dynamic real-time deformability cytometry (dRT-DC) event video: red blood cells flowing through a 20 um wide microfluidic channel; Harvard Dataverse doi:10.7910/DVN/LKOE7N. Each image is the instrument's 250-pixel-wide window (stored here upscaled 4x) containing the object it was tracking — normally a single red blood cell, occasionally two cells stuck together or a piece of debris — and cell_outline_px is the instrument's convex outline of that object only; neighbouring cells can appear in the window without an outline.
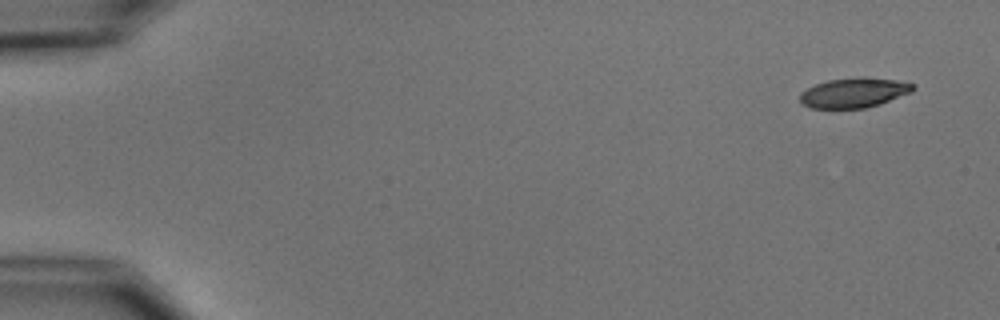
{"species": "common noctule bat (a hibernating species)", "species_latin": "Nyctalus noctula", "temperature_condition": "cold", "stored_images_in_passage": 5, "camera_frame_rate_fps": 3000, "um_per_image_px": 0.085, "animal": {"sex": "male", "body_mass_g": 15.6}, "frame": {"image": 1, "passage_image": 1, "time_ms": 0.0, "image_size_px": [1000, 320], "cell_outline_px": [[916, 88], [912, 92], [880, 104], [864, 108], [812, 108], [804, 104], [800, 100], [800, 92], [816, 84], [828, 80], [864, 76], [896, 80], [916, 84]], "centroid_in_image_um": [72.63, 7.87], "position_along_channel_um": 12.4, "area_um2": 19.71}}
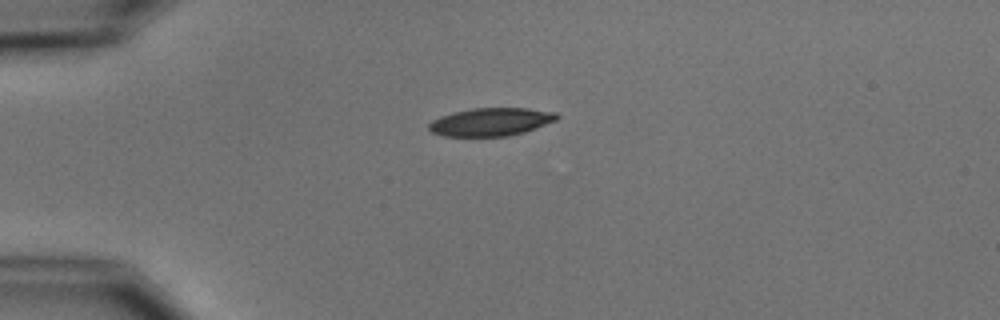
{"frame": {"image": 2, "passage_image": 4, "time_ms": 3.667, "image_size_px": [1000, 320], "cell_outline_px": [[560, 116], [556, 120], [536, 128], [524, 132], [508, 136], [444, 136], [432, 132], [428, 128], [428, 124], [432, 120], [440, 116], [452, 112], [472, 108], [528, 108], [556, 112]], "centroid_in_image_um": [41.72, 10.35], "position_along_channel_um": 43.3, "area_um2": 20.98}}